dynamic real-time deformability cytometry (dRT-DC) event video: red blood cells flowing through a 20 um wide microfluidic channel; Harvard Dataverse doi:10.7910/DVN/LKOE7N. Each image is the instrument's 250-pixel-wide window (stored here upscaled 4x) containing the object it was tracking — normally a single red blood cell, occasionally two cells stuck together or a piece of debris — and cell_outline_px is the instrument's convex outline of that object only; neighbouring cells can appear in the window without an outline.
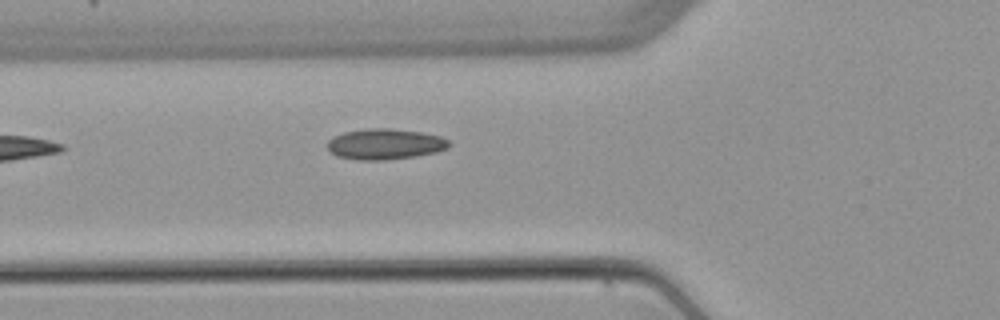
{"species": "common noctule bat (a hibernating species)", "species_latin": "Nyctalus noctula", "temperature_condition": "warm", "stored_images_in_passage": 5, "camera_frame_rate_fps": 3000, "um_per_image_px": 0.085, "animal": {"sex": "female", "body_mass_g": 22.7, "forearm_length_mm": 54.2}, "frame": {"image": 1, "passage_image": 5, "time_ms": 6.0, "image_size_px": [1000, 320], "cell_outline_px": [[452, 144], [448, 148], [436, 152], [416, 156], [384, 160], [356, 160], [336, 156], [328, 148], [328, 140], [344, 132], [368, 128], [388, 128], [420, 132], [440, 136], [448, 140]], "centroid_in_image_um": [32.74, 12.25], "position_along_channel_um": 93.1, "area_um2": 21.73}}